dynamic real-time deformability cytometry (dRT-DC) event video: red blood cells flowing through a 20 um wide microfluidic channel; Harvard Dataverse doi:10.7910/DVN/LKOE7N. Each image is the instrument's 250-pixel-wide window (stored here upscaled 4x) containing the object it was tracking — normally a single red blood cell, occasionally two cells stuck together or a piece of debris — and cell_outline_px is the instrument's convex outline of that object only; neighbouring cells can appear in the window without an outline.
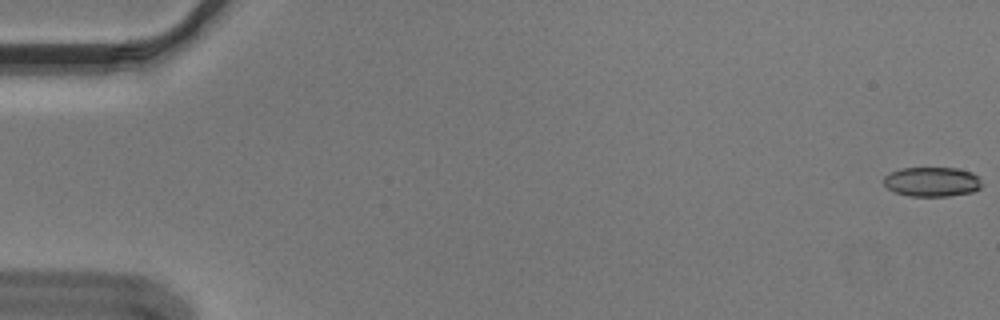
{"species": "Egyptian fruit bat (a non-hibernating species)", "species_latin": "Rousettus aegyptiacus", "temperature_condition": "cold", "stored_images_in_passage": 56, "segment_of_instrument_passage": [1, 2], "camera_frame_rate_fps": 3000, "um_per_image_px": 0.085, "animal": {"sex": "male"}, "frame": {"image": 1, "passage_image": 1, "time_ms": 0.0, "image_size_px": [1000, 320], "cell_outline_px": [[980, 188], [972, 192], [948, 196], [908, 196], [896, 192], [888, 188], [884, 184], [884, 176], [900, 168], [956, 168], [972, 172], [980, 180]], "centroid_in_image_um": [79.21, 15.45], "position_along_channel_um": 5.8, "area_um2": 16.76}}
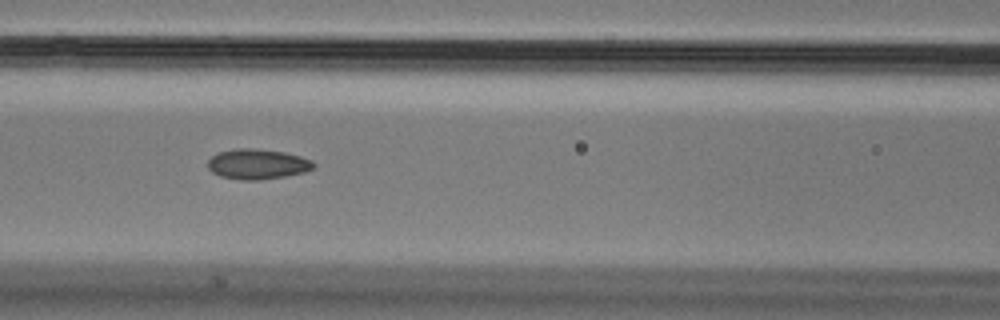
{"frame": {"image": 2, "passage_image": 25, "time_ms": 8.0, "image_size_px": [1000, 320], "cell_outline_px": [[316, 164], [312, 168], [304, 172], [284, 176], [260, 180], [240, 180], [220, 176], [212, 172], [208, 168], [208, 160], [216, 152], [236, 148], [256, 148], [284, 152], [300, 156], [312, 160]], "centroid_in_image_um": [21.86, 13.94], "position_along_channel_um": 144.7, "area_um2": 18.73}}
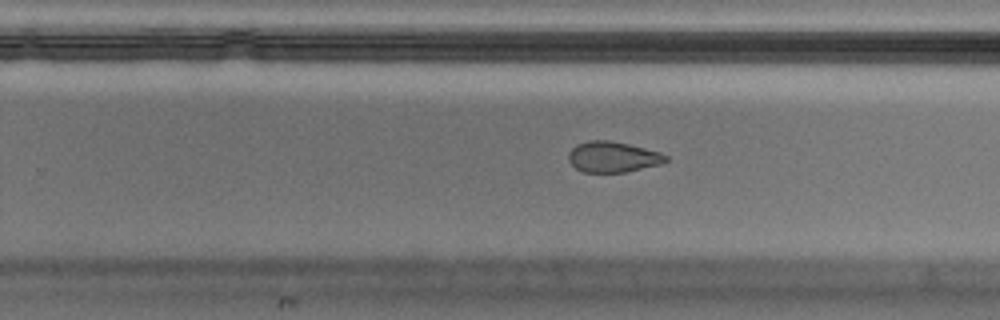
{"frame": {"image": 3, "passage_image": 36, "time_ms": 11.667, "image_size_px": [1000, 320], "cell_outline_px": [[668, 160], [660, 164], [624, 172], [584, 172], [576, 168], [568, 160], [568, 152], [576, 144], [588, 140], [608, 140], [628, 144], [660, 152], [668, 156]], "centroid_in_image_um": [52.06, 13.33], "position_along_channel_um": 277.7, "area_um2": 17.34}}